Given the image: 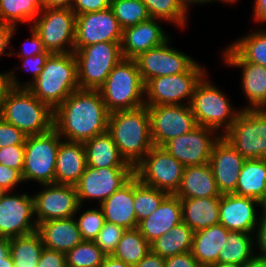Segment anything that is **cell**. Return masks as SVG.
I'll return each instance as SVG.
<instances>
[{"mask_svg": "<svg viewBox=\"0 0 266 267\" xmlns=\"http://www.w3.org/2000/svg\"><path fill=\"white\" fill-rule=\"evenodd\" d=\"M109 115L98 90L79 89L54 110L53 128L65 141L84 143L107 132Z\"/></svg>", "mask_w": 266, "mask_h": 267, "instance_id": "obj_1", "label": "cell"}, {"mask_svg": "<svg viewBox=\"0 0 266 267\" xmlns=\"http://www.w3.org/2000/svg\"><path fill=\"white\" fill-rule=\"evenodd\" d=\"M107 132L112 136L121 157L133 168L154 146L146 105L110 113Z\"/></svg>", "mask_w": 266, "mask_h": 267, "instance_id": "obj_2", "label": "cell"}, {"mask_svg": "<svg viewBox=\"0 0 266 267\" xmlns=\"http://www.w3.org/2000/svg\"><path fill=\"white\" fill-rule=\"evenodd\" d=\"M27 89L54 111L72 92L80 89L74 52L51 53L43 71Z\"/></svg>", "mask_w": 266, "mask_h": 267, "instance_id": "obj_3", "label": "cell"}, {"mask_svg": "<svg viewBox=\"0 0 266 267\" xmlns=\"http://www.w3.org/2000/svg\"><path fill=\"white\" fill-rule=\"evenodd\" d=\"M98 91L110 113L145 105V84L135 59L119 61Z\"/></svg>", "mask_w": 266, "mask_h": 267, "instance_id": "obj_4", "label": "cell"}, {"mask_svg": "<svg viewBox=\"0 0 266 267\" xmlns=\"http://www.w3.org/2000/svg\"><path fill=\"white\" fill-rule=\"evenodd\" d=\"M0 117L30 136L46 133L53 128L54 111L27 88H13Z\"/></svg>", "mask_w": 266, "mask_h": 267, "instance_id": "obj_5", "label": "cell"}, {"mask_svg": "<svg viewBox=\"0 0 266 267\" xmlns=\"http://www.w3.org/2000/svg\"><path fill=\"white\" fill-rule=\"evenodd\" d=\"M207 74L197 84L190 107L198 126H205L224 135L232 126L240 110L233 109L226 94H223L212 82ZM221 128V129H220Z\"/></svg>", "mask_w": 266, "mask_h": 267, "instance_id": "obj_6", "label": "cell"}, {"mask_svg": "<svg viewBox=\"0 0 266 267\" xmlns=\"http://www.w3.org/2000/svg\"><path fill=\"white\" fill-rule=\"evenodd\" d=\"M197 61L181 74L159 76L145 83V105H190L197 84L207 74ZM186 100V103H183Z\"/></svg>", "mask_w": 266, "mask_h": 267, "instance_id": "obj_7", "label": "cell"}, {"mask_svg": "<svg viewBox=\"0 0 266 267\" xmlns=\"http://www.w3.org/2000/svg\"><path fill=\"white\" fill-rule=\"evenodd\" d=\"M120 43H95L74 50L80 89L99 90L114 66L123 59Z\"/></svg>", "mask_w": 266, "mask_h": 267, "instance_id": "obj_8", "label": "cell"}, {"mask_svg": "<svg viewBox=\"0 0 266 267\" xmlns=\"http://www.w3.org/2000/svg\"><path fill=\"white\" fill-rule=\"evenodd\" d=\"M61 139L58 132L50 131L26 137L24 150L23 181L54 184L56 157Z\"/></svg>", "mask_w": 266, "mask_h": 267, "instance_id": "obj_9", "label": "cell"}, {"mask_svg": "<svg viewBox=\"0 0 266 267\" xmlns=\"http://www.w3.org/2000/svg\"><path fill=\"white\" fill-rule=\"evenodd\" d=\"M222 136L246 160L266 159V110L241 109Z\"/></svg>", "mask_w": 266, "mask_h": 267, "instance_id": "obj_10", "label": "cell"}, {"mask_svg": "<svg viewBox=\"0 0 266 267\" xmlns=\"http://www.w3.org/2000/svg\"><path fill=\"white\" fill-rule=\"evenodd\" d=\"M31 26L47 51L74 52L76 15L71 8H42Z\"/></svg>", "mask_w": 266, "mask_h": 267, "instance_id": "obj_11", "label": "cell"}, {"mask_svg": "<svg viewBox=\"0 0 266 267\" xmlns=\"http://www.w3.org/2000/svg\"><path fill=\"white\" fill-rule=\"evenodd\" d=\"M185 166L172 157L164 147L153 146L134 167L138 180L169 194L179 189Z\"/></svg>", "mask_w": 266, "mask_h": 267, "instance_id": "obj_12", "label": "cell"}, {"mask_svg": "<svg viewBox=\"0 0 266 267\" xmlns=\"http://www.w3.org/2000/svg\"><path fill=\"white\" fill-rule=\"evenodd\" d=\"M147 108L154 146L163 147L169 140L189 133L198 126L190 105H155Z\"/></svg>", "mask_w": 266, "mask_h": 267, "instance_id": "obj_13", "label": "cell"}, {"mask_svg": "<svg viewBox=\"0 0 266 267\" xmlns=\"http://www.w3.org/2000/svg\"><path fill=\"white\" fill-rule=\"evenodd\" d=\"M134 175L133 167L93 168L87 166L75 185L81 206L86 199H93L100 205Z\"/></svg>", "mask_w": 266, "mask_h": 267, "instance_id": "obj_14", "label": "cell"}, {"mask_svg": "<svg viewBox=\"0 0 266 267\" xmlns=\"http://www.w3.org/2000/svg\"><path fill=\"white\" fill-rule=\"evenodd\" d=\"M221 134L205 126H197L191 132L169 140L163 147L185 167L209 163L214 144Z\"/></svg>", "mask_w": 266, "mask_h": 267, "instance_id": "obj_15", "label": "cell"}, {"mask_svg": "<svg viewBox=\"0 0 266 267\" xmlns=\"http://www.w3.org/2000/svg\"><path fill=\"white\" fill-rule=\"evenodd\" d=\"M43 190L35 193L34 218L37 223L69 217H76L82 208L75 186L42 184Z\"/></svg>", "mask_w": 266, "mask_h": 267, "instance_id": "obj_16", "label": "cell"}, {"mask_svg": "<svg viewBox=\"0 0 266 267\" xmlns=\"http://www.w3.org/2000/svg\"><path fill=\"white\" fill-rule=\"evenodd\" d=\"M35 230L33 196L8 191L0 200V237H18Z\"/></svg>", "mask_w": 266, "mask_h": 267, "instance_id": "obj_17", "label": "cell"}, {"mask_svg": "<svg viewBox=\"0 0 266 267\" xmlns=\"http://www.w3.org/2000/svg\"><path fill=\"white\" fill-rule=\"evenodd\" d=\"M170 40L135 58L144 84L152 78L186 72L196 62L189 55L171 47Z\"/></svg>", "mask_w": 266, "mask_h": 267, "instance_id": "obj_18", "label": "cell"}, {"mask_svg": "<svg viewBox=\"0 0 266 267\" xmlns=\"http://www.w3.org/2000/svg\"><path fill=\"white\" fill-rule=\"evenodd\" d=\"M123 29L110 7L76 16L74 50L95 43L121 42Z\"/></svg>", "mask_w": 266, "mask_h": 267, "instance_id": "obj_19", "label": "cell"}, {"mask_svg": "<svg viewBox=\"0 0 266 267\" xmlns=\"http://www.w3.org/2000/svg\"><path fill=\"white\" fill-rule=\"evenodd\" d=\"M258 200L236 195L221 194L219 204V224L229 231L253 234L259 223L260 215L256 213Z\"/></svg>", "mask_w": 266, "mask_h": 267, "instance_id": "obj_20", "label": "cell"}, {"mask_svg": "<svg viewBox=\"0 0 266 267\" xmlns=\"http://www.w3.org/2000/svg\"><path fill=\"white\" fill-rule=\"evenodd\" d=\"M246 159L223 137L214 144L209 164L221 194L234 193Z\"/></svg>", "mask_w": 266, "mask_h": 267, "instance_id": "obj_21", "label": "cell"}, {"mask_svg": "<svg viewBox=\"0 0 266 267\" xmlns=\"http://www.w3.org/2000/svg\"><path fill=\"white\" fill-rule=\"evenodd\" d=\"M159 19L150 18L135 26L123 29L120 43L123 58L135 59L149 49L158 47L170 39Z\"/></svg>", "mask_w": 266, "mask_h": 267, "instance_id": "obj_22", "label": "cell"}, {"mask_svg": "<svg viewBox=\"0 0 266 267\" xmlns=\"http://www.w3.org/2000/svg\"><path fill=\"white\" fill-rule=\"evenodd\" d=\"M86 167L84 143L62 140L56 157L54 184L75 186Z\"/></svg>", "mask_w": 266, "mask_h": 267, "instance_id": "obj_23", "label": "cell"}, {"mask_svg": "<svg viewBox=\"0 0 266 267\" xmlns=\"http://www.w3.org/2000/svg\"><path fill=\"white\" fill-rule=\"evenodd\" d=\"M181 222V200L175 194H169L151 215L138 224L137 228L151 244Z\"/></svg>", "mask_w": 266, "mask_h": 267, "instance_id": "obj_24", "label": "cell"}, {"mask_svg": "<svg viewBox=\"0 0 266 267\" xmlns=\"http://www.w3.org/2000/svg\"><path fill=\"white\" fill-rule=\"evenodd\" d=\"M105 221L126 229L137 228L134 210V175L100 205Z\"/></svg>", "mask_w": 266, "mask_h": 267, "instance_id": "obj_25", "label": "cell"}, {"mask_svg": "<svg viewBox=\"0 0 266 267\" xmlns=\"http://www.w3.org/2000/svg\"><path fill=\"white\" fill-rule=\"evenodd\" d=\"M45 248L67 253L83 239L76 218L52 219L37 225Z\"/></svg>", "mask_w": 266, "mask_h": 267, "instance_id": "obj_26", "label": "cell"}, {"mask_svg": "<svg viewBox=\"0 0 266 267\" xmlns=\"http://www.w3.org/2000/svg\"><path fill=\"white\" fill-rule=\"evenodd\" d=\"M175 195L178 198L220 197L215 177L209 163L187 166Z\"/></svg>", "mask_w": 266, "mask_h": 267, "instance_id": "obj_27", "label": "cell"}, {"mask_svg": "<svg viewBox=\"0 0 266 267\" xmlns=\"http://www.w3.org/2000/svg\"><path fill=\"white\" fill-rule=\"evenodd\" d=\"M232 67H239L242 70L241 86L242 91L248 100V107L245 109L266 108V67L246 61H224Z\"/></svg>", "mask_w": 266, "mask_h": 267, "instance_id": "obj_28", "label": "cell"}, {"mask_svg": "<svg viewBox=\"0 0 266 267\" xmlns=\"http://www.w3.org/2000/svg\"><path fill=\"white\" fill-rule=\"evenodd\" d=\"M182 222L194 232L219 224L220 197L180 198Z\"/></svg>", "mask_w": 266, "mask_h": 267, "instance_id": "obj_29", "label": "cell"}, {"mask_svg": "<svg viewBox=\"0 0 266 267\" xmlns=\"http://www.w3.org/2000/svg\"><path fill=\"white\" fill-rule=\"evenodd\" d=\"M229 232L221 224H216L194 233L191 253L202 267H212L218 263V254Z\"/></svg>", "mask_w": 266, "mask_h": 267, "instance_id": "obj_30", "label": "cell"}, {"mask_svg": "<svg viewBox=\"0 0 266 267\" xmlns=\"http://www.w3.org/2000/svg\"><path fill=\"white\" fill-rule=\"evenodd\" d=\"M223 53L224 61H246L266 67V29L237 39Z\"/></svg>", "mask_w": 266, "mask_h": 267, "instance_id": "obj_31", "label": "cell"}, {"mask_svg": "<svg viewBox=\"0 0 266 267\" xmlns=\"http://www.w3.org/2000/svg\"><path fill=\"white\" fill-rule=\"evenodd\" d=\"M87 166L93 168L132 167L119 154L112 136L105 132L84 142Z\"/></svg>", "mask_w": 266, "mask_h": 267, "instance_id": "obj_32", "label": "cell"}, {"mask_svg": "<svg viewBox=\"0 0 266 267\" xmlns=\"http://www.w3.org/2000/svg\"><path fill=\"white\" fill-rule=\"evenodd\" d=\"M266 188V159L245 160L234 194L259 200Z\"/></svg>", "mask_w": 266, "mask_h": 267, "instance_id": "obj_33", "label": "cell"}, {"mask_svg": "<svg viewBox=\"0 0 266 267\" xmlns=\"http://www.w3.org/2000/svg\"><path fill=\"white\" fill-rule=\"evenodd\" d=\"M194 231L184 222L172 227L151 244V251L162 258L171 257L192 249Z\"/></svg>", "mask_w": 266, "mask_h": 267, "instance_id": "obj_34", "label": "cell"}, {"mask_svg": "<svg viewBox=\"0 0 266 267\" xmlns=\"http://www.w3.org/2000/svg\"><path fill=\"white\" fill-rule=\"evenodd\" d=\"M43 249V241L37 230L10 238L9 254L14 267H37Z\"/></svg>", "mask_w": 266, "mask_h": 267, "instance_id": "obj_35", "label": "cell"}, {"mask_svg": "<svg viewBox=\"0 0 266 267\" xmlns=\"http://www.w3.org/2000/svg\"><path fill=\"white\" fill-rule=\"evenodd\" d=\"M254 235L240 231H230L227 240L223 243L222 250L218 254V263L240 265L248 263L256 254L254 253Z\"/></svg>", "mask_w": 266, "mask_h": 267, "instance_id": "obj_36", "label": "cell"}, {"mask_svg": "<svg viewBox=\"0 0 266 267\" xmlns=\"http://www.w3.org/2000/svg\"><path fill=\"white\" fill-rule=\"evenodd\" d=\"M40 0H0V22L17 27L31 23L41 13Z\"/></svg>", "mask_w": 266, "mask_h": 267, "instance_id": "obj_37", "label": "cell"}, {"mask_svg": "<svg viewBox=\"0 0 266 267\" xmlns=\"http://www.w3.org/2000/svg\"><path fill=\"white\" fill-rule=\"evenodd\" d=\"M151 250L138 228L126 229L112 256L134 266Z\"/></svg>", "mask_w": 266, "mask_h": 267, "instance_id": "obj_38", "label": "cell"}, {"mask_svg": "<svg viewBox=\"0 0 266 267\" xmlns=\"http://www.w3.org/2000/svg\"><path fill=\"white\" fill-rule=\"evenodd\" d=\"M169 195L166 191L141 183L134 175V210L138 224L151 215Z\"/></svg>", "mask_w": 266, "mask_h": 267, "instance_id": "obj_39", "label": "cell"}, {"mask_svg": "<svg viewBox=\"0 0 266 267\" xmlns=\"http://www.w3.org/2000/svg\"><path fill=\"white\" fill-rule=\"evenodd\" d=\"M110 8L122 29L151 18L142 0H110Z\"/></svg>", "mask_w": 266, "mask_h": 267, "instance_id": "obj_40", "label": "cell"}, {"mask_svg": "<svg viewBox=\"0 0 266 267\" xmlns=\"http://www.w3.org/2000/svg\"><path fill=\"white\" fill-rule=\"evenodd\" d=\"M151 18L175 24L184 28L188 12L178 0H142Z\"/></svg>", "mask_w": 266, "mask_h": 267, "instance_id": "obj_41", "label": "cell"}, {"mask_svg": "<svg viewBox=\"0 0 266 267\" xmlns=\"http://www.w3.org/2000/svg\"><path fill=\"white\" fill-rule=\"evenodd\" d=\"M106 254L94 241L83 240L66 253L67 267H99Z\"/></svg>", "mask_w": 266, "mask_h": 267, "instance_id": "obj_42", "label": "cell"}, {"mask_svg": "<svg viewBox=\"0 0 266 267\" xmlns=\"http://www.w3.org/2000/svg\"><path fill=\"white\" fill-rule=\"evenodd\" d=\"M88 209L76 220L83 240L94 241L105 223V217L101 207Z\"/></svg>", "mask_w": 266, "mask_h": 267, "instance_id": "obj_43", "label": "cell"}, {"mask_svg": "<svg viewBox=\"0 0 266 267\" xmlns=\"http://www.w3.org/2000/svg\"><path fill=\"white\" fill-rule=\"evenodd\" d=\"M124 231L123 227L105 221L94 242L106 255H112Z\"/></svg>", "mask_w": 266, "mask_h": 267, "instance_id": "obj_44", "label": "cell"}, {"mask_svg": "<svg viewBox=\"0 0 266 267\" xmlns=\"http://www.w3.org/2000/svg\"><path fill=\"white\" fill-rule=\"evenodd\" d=\"M24 145H12L0 148V164L18 170L22 174L24 167Z\"/></svg>", "mask_w": 266, "mask_h": 267, "instance_id": "obj_45", "label": "cell"}, {"mask_svg": "<svg viewBox=\"0 0 266 267\" xmlns=\"http://www.w3.org/2000/svg\"><path fill=\"white\" fill-rule=\"evenodd\" d=\"M26 137L22 131L0 117V148L9 145H24Z\"/></svg>", "mask_w": 266, "mask_h": 267, "instance_id": "obj_46", "label": "cell"}, {"mask_svg": "<svg viewBox=\"0 0 266 267\" xmlns=\"http://www.w3.org/2000/svg\"><path fill=\"white\" fill-rule=\"evenodd\" d=\"M50 54L51 52L46 50L44 53L39 55L31 56L28 58H21L23 67L19 66L18 68L21 70L28 69L32 73L31 81L21 84V88H27L31 83L34 82L38 75L43 71L45 62Z\"/></svg>", "mask_w": 266, "mask_h": 267, "instance_id": "obj_47", "label": "cell"}, {"mask_svg": "<svg viewBox=\"0 0 266 267\" xmlns=\"http://www.w3.org/2000/svg\"><path fill=\"white\" fill-rule=\"evenodd\" d=\"M110 7V0H74L71 7L75 15L105 10Z\"/></svg>", "mask_w": 266, "mask_h": 267, "instance_id": "obj_48", "label": "cell"}, {"mask_svg": "<svg viewBox=\"0 0 266 267\" xmlns=\"http://www.w3.org/2000/svg\"><path fill=\"white\" fill-rule=\"evenodd\" d=\"M13 88H21V83L16 78L15 70L0 73V114L8 94Z\"/></svg>", "mask_w": 266, "mask_h": 267, "instance_id": "obj_49", "label": "cell"}, {"mask_svg": "<svg viewBox=\"0 0 266 267\" xmlns=\"http://www.w3.org/2000/svg\"><path fill=\"white\" fill-rule=\"evenodd\" d=\"M30 31H31V34H30L31 37L29 39V42L23 43L24 46L21 47V50H22L21 52L15 53L14 51H12L11 56L16 54V55L20 56L19 58H28L31 56L42 54L46 51L40 37L32 29V27H31Z\"/></svg>", "mask_w": 266, "mask_h": 267, "instance_id": "obj_50", "label": "cell"}, {"mask_svg": "<svg viewBox=\"0 0 266 267\" xmlns=\"http://www.w3.org/2000/svg\"><path fill=\"white\" fill-rule=\"evenodd\" d=\"M37 267H67L66 254L44 247Z\"/></svg>", "mask_w": 266, "mask_h": 267, "instance_id": "obj_51", "label": "cell"}, {"mask_svg": "<svg viewBox=\"0 0 266 267\" xmlns=\"http://www.w3.org/2000/svg\"><path fill=\"white\" fill-rule=\"evenodd\" d=\"M22 174L13 168L0 164V186L7 191H12L19 183H22Z\"/></svg>", "mask_w": 266, "mask_h": 267, "instance_id": "obj_52", "label": "cell"}, {"mask_svg": "<svg viewBox=\"0 0 266 267\" xmlns=\"http://www.w3.org/2000/svg\"><path fill=\"white\" fill-rule=\"evenodd\" d=\"M165 267H202L191 251L165 258Z\"/></svg>", "mask_w": 266, "mask_h": 267, "instance_id": "obj_53", "label": "cell"}, {"mask_svg": "<svg viewBox=\"0 0 266 267\" xmlns=\"http://www.w3.org/2000/svg\"><path fill=\"white\" fill-rule=\"evenodd\" d=\"M255 232L254 241L256 242L255 245H257L255 248L258 247L257 249H259V254L257 253L256 255L266 258V216H260Z\"/></svg>", "mask_w": 266, "mask_h": 267, "instance_id": "obj_54", "label": "cell"}, {"mask_svg": "<svg viewBox=\"0 0 266 267\" xmlns=\"http://www.w3.org/2000/svg\"><path fill=\"white\" fill-rule=\"evenodd\" d=\"M16 27L0 22V57L2 55L11 56L12 51H6L11 44V38L14 36ZM6 51V52H5Z\"/></svg>", "mask_w": 266, "mask_h": 267, "instance_id": "obj_55", "label": "cell"}, {"mask_svg": "<svg viewBox=\"0 0 266 267\" xmlns=\"http://www.w3.org/2000/svg\"><path fill=\"white\" fill-rule=\"evenodd\" d=\"M133 267H165V258L153 253L151 250Z\"/></svg>", "mask_w": 266, "mask_h": 267, "instance_id": "obj_56", "label": "cell"}, {"mask_svg": "<svg viewBox=\"0 0 266 267\" xmlns=\"http://www.w3.org/2000/svg\"><path fill=\"white\" fill-rule=\"evenodd\" d=\"M10 238L0 237V267H14L9 254Z\"/></svg>", "mask_w": 266, "mask_h": 267, "instance_id": "obj_57", "label": "cell"}, {"mask_svg": "<svg viewBox=\"0 0 266 267\" xmlns=\"http://www.w3.org/2000/svg\"><path fill=\"white\" fill-rule=\"evenodd\" d=\"M253 13L256 23L266 22V0H254Z\"/></svg>", "mask_w": 266, "mask_h": 267, "instance_id": "obj_58", "label": "cell"}, {"mask_svg": "<svg viewBox=\"0 0 266 267\" xmlns=\"http://www.w3.org/2000/svg\"><path fill=\"white\" fill-rule=\"evenodd\" d=\"M74 0H40L42 8H71Z\"/></svg>", "mask_w": 266, "mask_h": 267, "instance_id": "obj_59", "label": "cell"}, {"mask_svg": "<svg viewBox=\"0 0 266 267\" xmlns=\"http://www.w3.org/2000/svg\"><path fill=\"white\" fill-rule=\"evenodd\" d=\"M99 267H133L112 255H106Z\"/></svg>", "mask_w": 266, "mask_h": 267, "instance_id": "obj_60", "label": "cell"}, {"mask_svg": "<svg viewBox=\"0 0 266 267\" xmlns=\"http://www.w3.org/2000/svg\"><path fill=\"white\" fill-rule=\"evenodd\" d=\"M244 267H266V258L255 255Z\"/></svg>", "mask_w": 266, "mask_h": 267, "instance_id": "obj_61", "label": "cell"}, {"mask_svg": "<svg viewBox=\"0 0 266 267\" xmlns=\"http://www.w3.org/2000/svg\"><path fill=\"white\" fill-rule=\"evenodd\" d=\"M178 1L187 12H189L188 8L190 7V4L192 6V4L193 5L194 4H204V3L208 4V3L212 2L211 0H178Z\"/></svg>", "mask_w": 266, "mask_h": 267, "instance_id": "obj_62", "label": "cell"}, {"mask_svg": "<svg viewBox=\"0 0 266 267\" xmlns=\"http://www.w3.org/2000/svg\"><path fill=\"white\" fill-rule=\"evenodd\" d=\"M258 205L259 207H261L262 210L260 216H266V188L265 191L263 192V195L258 200Z\"/></svg>", "mask_w": 266, "mask_h": 267, "instance_id": "obj_63", "label": "cell"}, {"mask_svg": "<svg viewBox=\"0 0 266 267\" xmlns=\"http://www.w3.org/2000/svg\"><path fill=\"white\" fill-rule=\"evenodd\" d=\"M212 267H244V265L234 264V263H217Z\"/></svg>", "mask_w": 266, "mask_h": 267, "instance_id": "obj_64", "label": "cell"}, {"mask_svg": "<svg viewBox=\"0 0 266 267\" xmlns=\"http://www.w3.org/2000/svg\"><path fill=\"white\" fill-rule=\"evenodd\" d=\"M7 192H8L7 190H5L3 187L0 186V200L4 197V195Z\"/></svg>", "mask_w": 266, "mask_h": 267, "instance_id": "obj_65", "label": "cell"}, {"mask_svg": "<svg viewBox=\"0 0 266 267\" xmlns=\"http://www.w3.org/2000/svg\"><path fill=\"white\" fill-rule=\"evenodd\" d=\"M211 1H212V2L214 1V2H215V1H217V0H211ZM218 1H221V2H223V3H225V4H226V3H230V4H231V3H235V2H237L238 0H218Z\"/></svg>", "mask_w": 266, "mask_h": 267, "instance_id": "obj_66", "label": "cell"}]
</instances>
